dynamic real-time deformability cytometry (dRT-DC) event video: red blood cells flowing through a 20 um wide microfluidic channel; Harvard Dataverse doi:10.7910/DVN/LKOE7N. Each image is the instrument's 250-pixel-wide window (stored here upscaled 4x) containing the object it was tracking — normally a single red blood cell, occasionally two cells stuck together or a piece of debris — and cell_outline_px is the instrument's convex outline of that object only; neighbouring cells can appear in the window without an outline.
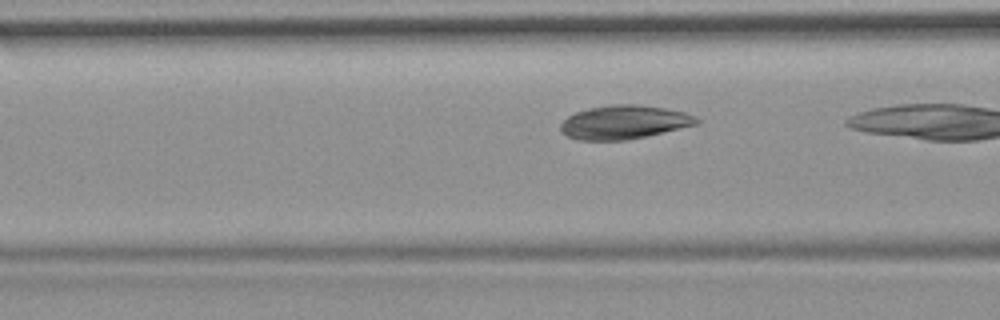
{"species": "common noctule bat (a hibernating species)", "species_latin": "Nyctalus noctula", "temperature_condition": "room temperature", "stored_images_in_passage": 7, "camera_frame_rate_fps": 3000, "um_per_image_px": 0.085, "animal": {"sex": "female", "body_mass_g": 19.9}, "frame": {"image": 1, "passage_image": 4, "time_ms": 1.0, "image_size_px": [1000, 320], "cell_outline_px": [[700, 124], [648, 136], [628, 140], [576, 140], [568, 136], [560, 128], [560, 124], [568, 116], [576, 112], [588, 108], [608, 104], [636, 104], [664, 108], [684, 112], [696, 116], [700, 120]], "centroid_in_image_um": [53.08, 10.39], "position_along_channel_um": 113.5, "area_um2": 26.93}}